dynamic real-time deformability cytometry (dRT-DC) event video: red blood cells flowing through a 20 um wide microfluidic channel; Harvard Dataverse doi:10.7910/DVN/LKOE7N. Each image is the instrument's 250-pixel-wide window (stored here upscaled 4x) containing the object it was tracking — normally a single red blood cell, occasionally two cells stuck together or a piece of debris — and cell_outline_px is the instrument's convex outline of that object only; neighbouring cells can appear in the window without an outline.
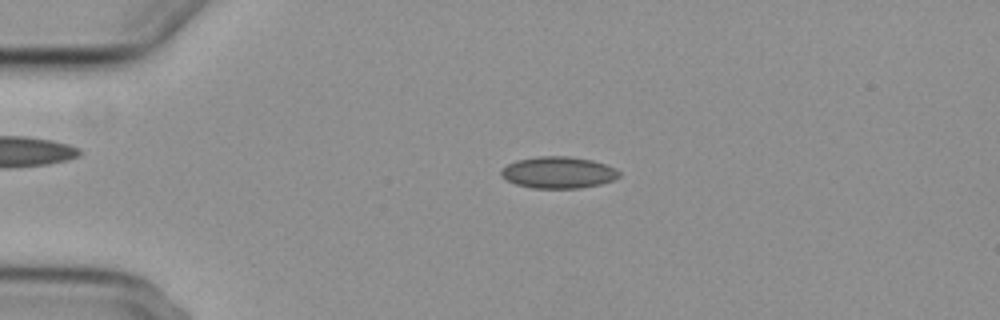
{"species": "common noctule bat (a hibernating species)", "species_latin": "Nyctalus noctula", "temperature_condition": "cold", "stored_images_in_passage": 48, "camera_frame_rate_fps": 3000, "um_per_image_px": 0.085, "animal": {"sex": "female", "body_mass_g": 29.2, "forearm_length_mm": 56.3}, "frame": {"image": 1, "passage_image": 10, "time_ms": 3.0, "image_size_px": [1000, 320], "cell_outline_px": [[620, 176], [612, 180], [600, 184], [580, 188], [532, 188], [516, 184], [500, 176], [500, 168], [516, 160], [540, 156], [568, 156], [592, 160], [616, 168], [620, 172]], "centroid_in_image_um": [47.44, 14.66], "position_along_channel_um": 37.6, "area_um2": 21.79}}
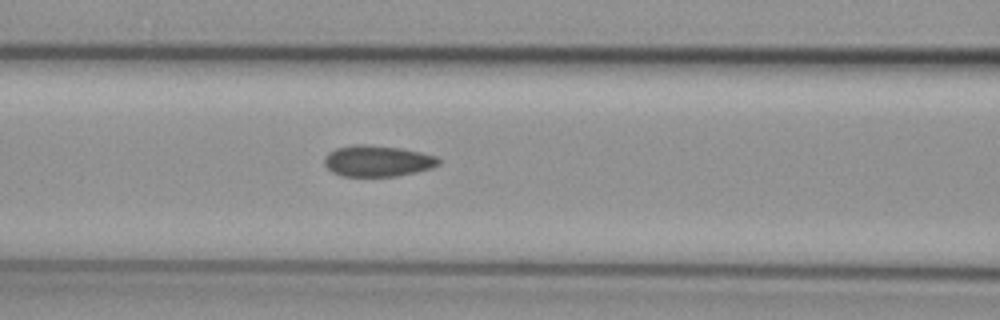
{"frame": {"image": 2, "passage_image": 21, "time_ms": 6.667, "image_size_px": [1000, 320], "cell_outline_px": [[440, 164], [432, 168], [416, 172], [396, 176], [340, 176], [332, 172], [324, 164], [324, 156], [328, 152], [336, 148], [356, 144], [364, 144], [400, 148], [420, 152], [436, 156], [440, 160]], "centroid_in_image_um": [32.07, 13.68], "position_along_channel_um": 134.5, "area_um2": 20.81}}
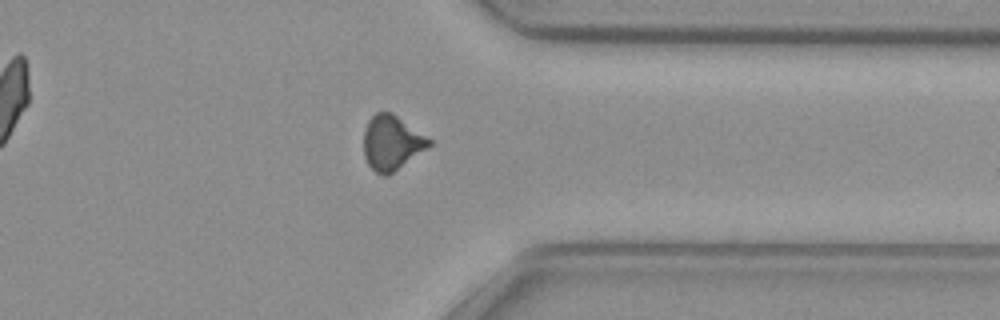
{"frame": {"image": 3, "passage_image": 41, "time_ms": 13.333, "image_size_px": [1000, 320], "cell_outline_px": [[432, 144], [388, 176], [380, 176], [368, 164], [364, 156], [364, 132], [368, 120], [376, 112], [392, 112], [432, 140]], "centroid_in_image_um": [33.28, 12.13], "position_along_channel_um": 378.1, "area_um2": 20.69}}